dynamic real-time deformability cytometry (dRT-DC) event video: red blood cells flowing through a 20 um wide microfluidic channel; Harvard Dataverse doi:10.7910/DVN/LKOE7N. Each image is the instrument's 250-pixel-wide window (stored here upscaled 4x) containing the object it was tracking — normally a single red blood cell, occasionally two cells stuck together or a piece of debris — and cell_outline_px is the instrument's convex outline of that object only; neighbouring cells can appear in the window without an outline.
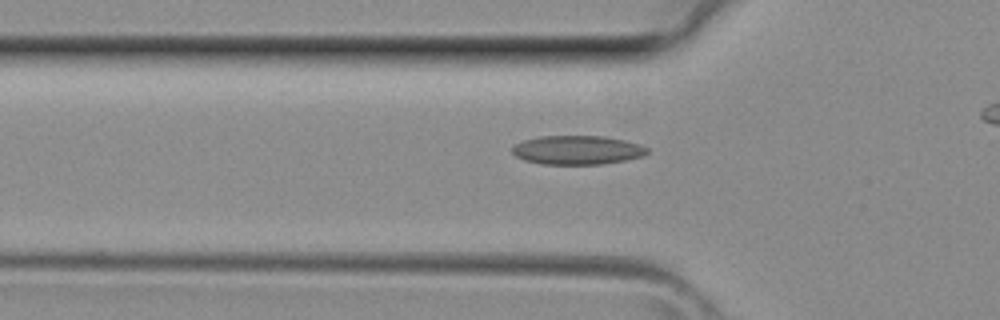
{"species": "common noctule bat (a hibernating species)", "species_latin": "Nyctalus noctula", "temperature_condition": "room temperature", "stored_images_in_passage": 23, "camera_frame_rate_fps": 3000, "um_per_image_px": 0.085, "animal": {"sex": "female", "body_mass_g": 29.2, "forearm_length_mm": 56.3}, "frame": {"image": 1, "passage_image": 4, "time_ms": 1.0, "image_size_px": [1000, 320], "cell_outline_px": [[648, 152], [644, 156], [624, 160], [600, 164], [540, 164], [524, 160], [516, 156], [512, 152], [512, 148], [516, 144], [524, 140], [540, 136], [604, 136], [624, 140], [640, 144], [648, 148]], "centroid_in_image_um": [49.07, 12.75], "position_along_channel_um": 76.7, "area_um2": 22.72}}
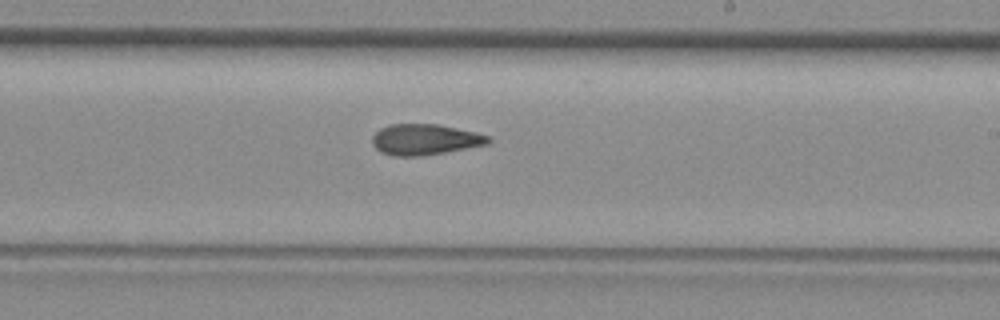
{"frame": {"image": 2, "passage_image": 14, "time_ms": 4.333, "image_size_px": [1000, 320], "cell_outline_px": [[492, 140], [488, 144], [444, 152], [420, 156], [392, 156], [380, 152], [372, 144], [372, 136], [380, 128], [388, 124], [436, 124], [476, 132], [488, 136]], "centroid_in_image_um": [36.08, 11.86], "position_along_channel_um": 252.9, "area_um2": 20.81}}
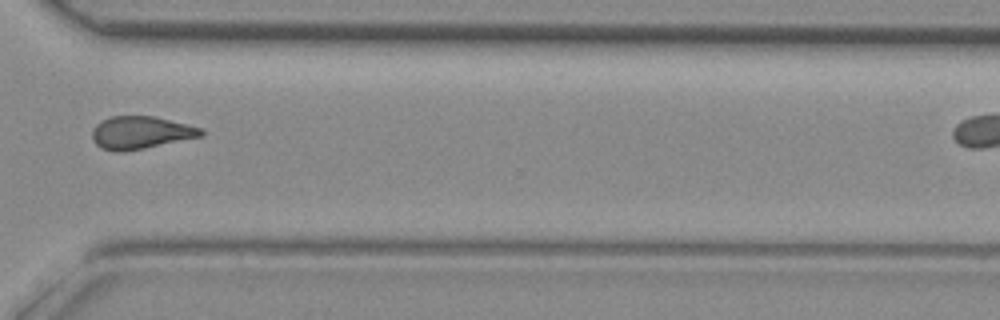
{"frame": {"image": 3, "passage_image": 20, "time_ms": 6.333, "image_size_px": [1000, 320], "cell_outline_px": [[204, 136], [124, 152], [116, 152], [100, 148], [92, 140], [92, 128], [100, 120], [112, 116], [152, 116], [188, 124], [204, 128]], "centroid_in_image_um": [11.95, 11.27], "position_along_channel_um": 358.6, "area_um2": 20.98}}